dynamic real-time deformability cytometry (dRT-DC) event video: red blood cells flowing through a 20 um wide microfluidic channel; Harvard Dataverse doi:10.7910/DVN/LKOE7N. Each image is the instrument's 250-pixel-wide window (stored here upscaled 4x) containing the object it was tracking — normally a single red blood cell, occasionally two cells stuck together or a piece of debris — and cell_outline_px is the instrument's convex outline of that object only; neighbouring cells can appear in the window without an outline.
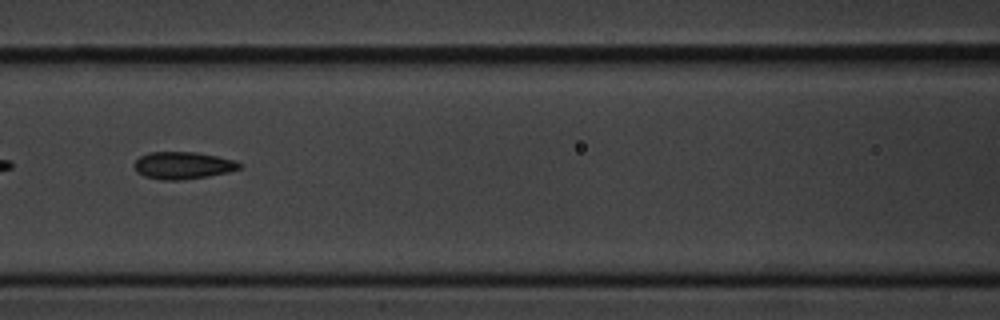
{"species": "common noctule bat (a hibernating species)", "species_latin": "Nyctalus noctula", "temperature_condition": "cold", "stored_images_in_passage": 11, "camera_frame_rate_fps": 3000, "um_per_image_px": 0.085, "animal": {"sex": "male", "body_mass_g": 20.1, "forearm_length_mm": 53.5}, "frame": {"image": 1, "passage_image": 7, "time_ms": 7.667, "image_size_px": [1000, 320], "cell_outline_px": [[244, 164], [240, 168], [228, 172], [208, 176], [180, 180], [160, 180], [144, 176], [136, 172], [132, 164], [140, 156], [148, 152], [196, 152], [236, 160]], "centroid_in_image_um": [15.53, 14.06], "position_along_channel_um": 151.1, "area_um2": 16.88}}
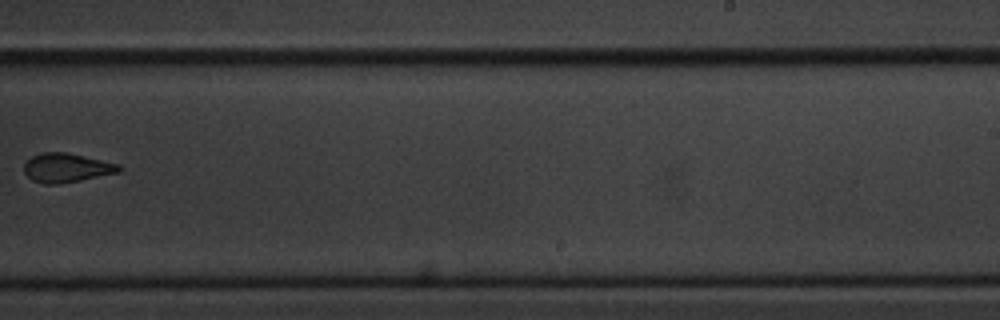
{"frame": {"image": 2, "passage_image": 10, "time_ms": 11.333, "image_size_px": [1000, 320], "cell_outline_px": [[124, 168], [120, 172], [60, 184], [44, 184], [32, 180], [24, 172], [24, 164], [32, 156], [44, 152], [68, 152], [120, 164]], "centroid_in_image_um": [5.69, 14.26], "position_along_channel_um": 283.3, "area_um2": 16.18}}
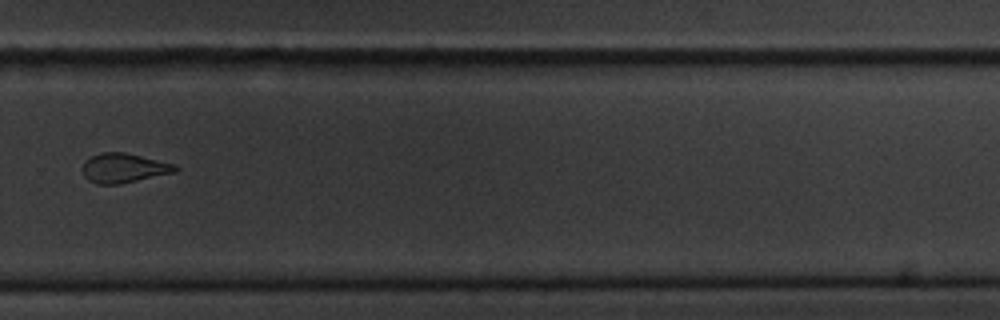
{"frame": {"image": 3, "passage_image": 11, "time_ms": 12.333, "image_size_px": [1000, 320], "cell_outline_px": [[180, 168], [176, 172], [120, 184], [96, 184], [88, 180], [84, 176], [80, 168], [84, 160], [100, 152], [124, 152], [176, 164]], "centroid_in_image_um": [10.5, 14.28], "position_along_channel_um": 319.3, "area_um2": 16.18}}